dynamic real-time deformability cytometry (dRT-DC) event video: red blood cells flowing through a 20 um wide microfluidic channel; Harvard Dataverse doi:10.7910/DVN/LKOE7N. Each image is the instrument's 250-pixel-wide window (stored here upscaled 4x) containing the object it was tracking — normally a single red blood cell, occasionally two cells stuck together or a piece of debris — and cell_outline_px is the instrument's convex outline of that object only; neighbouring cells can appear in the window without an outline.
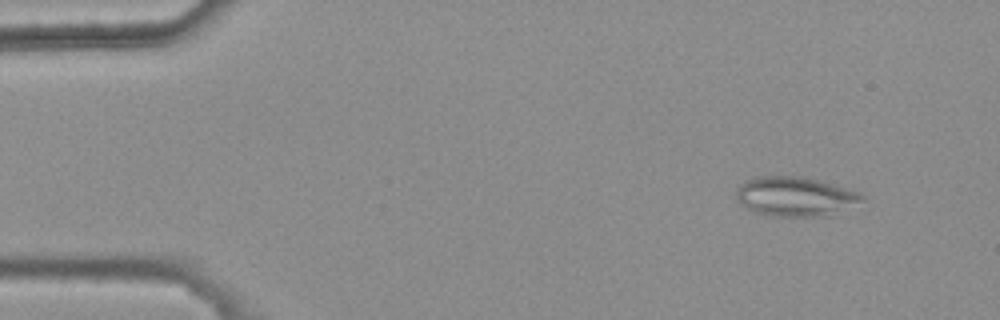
{"species": "common noctule bat (a hibernating species)", "species_latin": "Nyctalus noctula", "temperature_condition": "warm", "stored_images_in_passage": 6, "camera_frame_rate_fps": 3000, "um_per_image_px": 0.085, "animal": {"sex": "female", "body_mass_g": 25.1}, "frame": {"image": 1, "passage_image": 1, "time_ms": 0.0, "image_size_px": [1000, 320], "cell_outline_px": [[864, 200], [832, 216], [764, 216], [740, 204], [736, 200], [736, 188], [740, 184], [756, 176], [804, 176], [860, 192], [864, 196]], "centroid_in_image_um": [67.59, 16.71], "position_along_channel_um": 17.4, "area_um2": 29.19}}
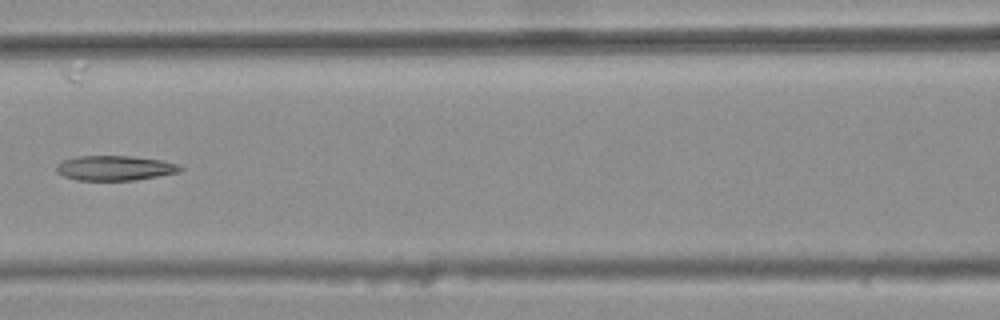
{"frame": {"image": 2, "passage_image": 6, "time_ms": 1.667, "image_size_px": [1000, 320], "cell_outline_px": [[184, 168], [180, 172], [136, 180], [76, 180], [64, 176], [56, 172], [56, 164], [64, 160], [76, 156], [132, 156], [160, 160], [176, 164]], "centroid_in_image_um": [9.74, 14.28], "position_along_channel_um": 156.9, "area_um2": 17.92}}